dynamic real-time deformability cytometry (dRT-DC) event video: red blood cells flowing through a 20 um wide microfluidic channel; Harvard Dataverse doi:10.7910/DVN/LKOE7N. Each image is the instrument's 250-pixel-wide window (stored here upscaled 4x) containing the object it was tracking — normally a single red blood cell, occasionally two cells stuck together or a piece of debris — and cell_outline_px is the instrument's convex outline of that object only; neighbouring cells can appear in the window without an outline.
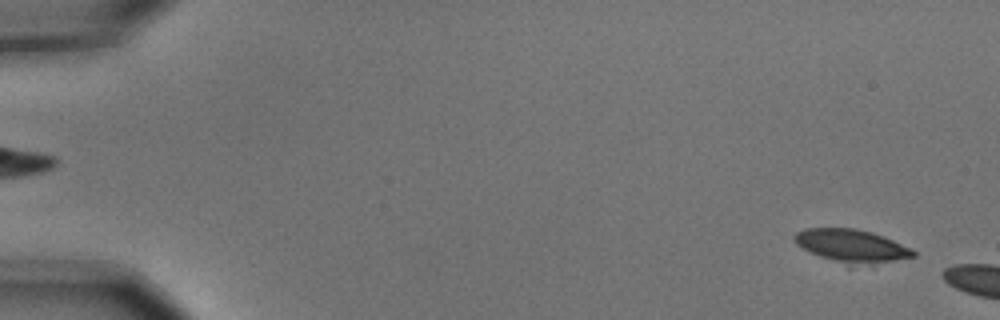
{"species": "common noctule bat (a hibernating species)", "species_latin": "Nyctalus noctula", "temperature_condition": "cold", "stored_images_in_passage": 3, "camera_frame_rate_fps": 3000, "um_per_image_px": 0.085, "animal": {"sex": "male", "body_mass_g": 15.6}, "frame": {"image": 1, "passage_image": 1, "time_ms": 0.0, "image_size_px": [1000, 320], "cell_outline_px": [[916, 256], [852, 268], [848, 268], [820, 256], [796, 244], [792, 240], [792, 236], [796, 232], [804, 228], [856, 228], [872, 232], [884, 236], [912, 248], [916, 252]], "centroid_in_image_um": [72.38, 20.92], "position_along_channel_um": 12.6, "area_um2": 23.47}}